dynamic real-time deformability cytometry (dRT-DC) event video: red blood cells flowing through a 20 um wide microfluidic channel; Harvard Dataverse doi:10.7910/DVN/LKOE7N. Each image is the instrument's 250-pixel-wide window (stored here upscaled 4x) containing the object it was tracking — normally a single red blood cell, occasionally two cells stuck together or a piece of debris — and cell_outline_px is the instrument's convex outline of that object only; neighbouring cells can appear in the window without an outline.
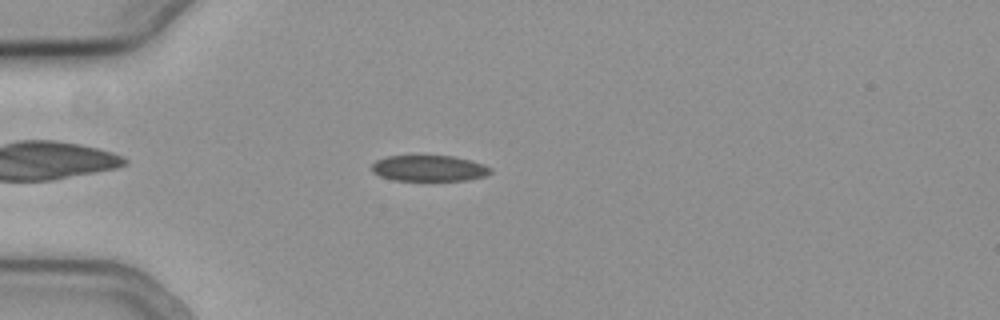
{"species": "common noctule bat (a hibernating species)", "species_latin": "Nyctalus noctula", "temperature_condition": "cold", "stored_images_in_passage": 46, "camera_frame_rate_fps": 3000, "um_per_image_px": 0.085, "animal": {"sex": "female", "body_mass_g": 19.3, "forearm_length_mm": 54.1}, "frame": {"image": 1, "passage_image": 6, "time_ms": 1.667, "image_size_px": [1000, 320], "cell_outline_px": [[492, 172], [484, 176], [468, 180], [392, 180], [380, 176], [372, 172], [372, 164], [376, 160], [388, 156], [452, 156], [484, 164], [492, 168]], "centroid_in_image_um": [36.46, 14.31], "position_along_channel_um": 48.5, "area_um2": 17.86}}
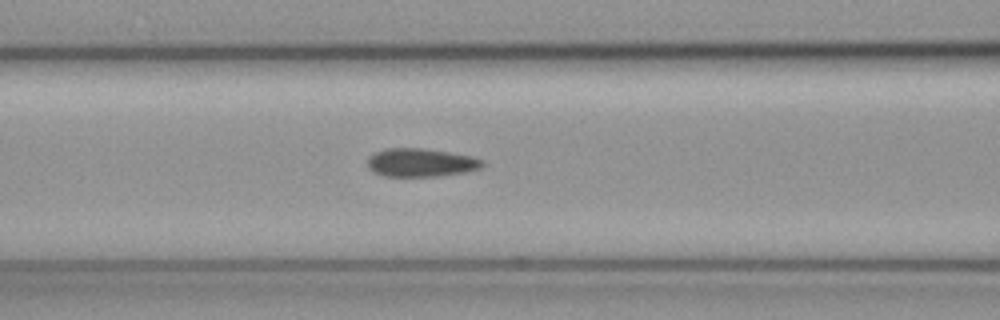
{"frame": {"image": 2, "passage_image": 14, "time_ms": 4.333, "image_size_px": [1000, 320], "cell_outline_px": [[484, 164], [480, 168], [464, 172], [436, 176], [384, 176], [372, 172], [368, 168], [368, 156], [376, 152], [388, 148], [420, 148], [448, 152], [472, 156], [484, 160]], "centroid_in_image_um": [35.75, 13.82], "position_along_channel_um": 130.9, "area_um2": 18.9}}
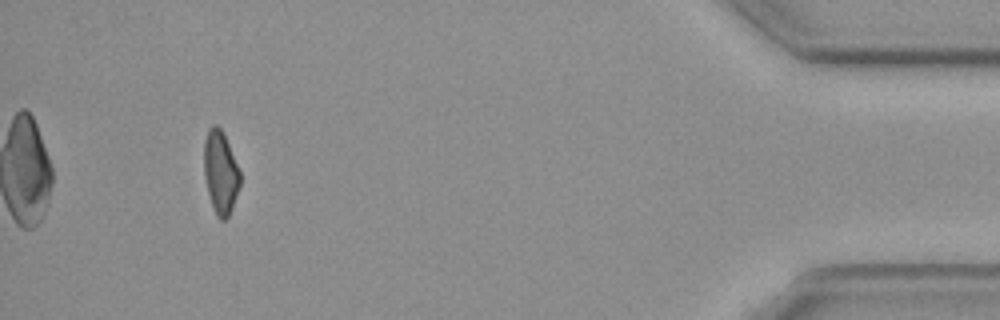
{"frame": {"image": 3, "passage_image": 42, "time_ms": 13.667, "image_size_px": [1000, 320], "cell_outline_px": [[240, 188], [232, 208], [228, 216], [224, 220], [220, 220], [216, 216], [208, 192], [204, 176], [204, 140], [208, 128], [212, 124], [216, 124], [220, 128], [228, 144], [240, 172]], "centroid_in_image_um": [18.73, 14.65], "position_along_channel_um": 416.5, "area_um2": 17.34}, "authors_computed_cell_mechanics": {"area_um2": 19.3341, "velocity_mm_per_s": 3.7875, "shape_relaxation_time_tau1_ms": 10.863, "shape_relaxation_time_tau2_ms": null, "deformation_change_tau1": 0.1473, "deformation_change_tau2": null}}